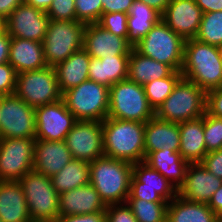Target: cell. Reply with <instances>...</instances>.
<instances>
[{
  "label": "cell",
  "mask_w": 222,
  "mask_h": 222,
  "mask_svg": "<svg viewBox=\"0 0 222 222\" xmlns=\"http://www.w3.org/2000/svg\"><path fill=\"white\" fill-rule=\"evenodd\" d=\"M222 186V179L208 172L201 163H189L184 183L177 195L196 203L208 204L212 195Z\"/></svg>",
  "instance_id": "e0dca14e"
},
{
  "label": "cell",
  "mask_w": 222,
  "mask_h": 222,
  "mask_svg": "<svg viewBox=\"0 0 222 222\" xmlns=\"http://www.w3.org/2000/svg\"><path fill=\"white\" fill-rule=\"evenodd\" d=\"M5 21L6 31L10 37L42 43L51 18L46 12L22 3Z\"/></svg>",
  "instance_id": "9a60e30c"
},
{
  "label": "cell",
  "mask_w": 222,
  "mask_h": 222,
  "mask_svg": "<svg viewBox=\"0 0 222 222\" xmlns=\"http://www.w3.org/2000/svg\"><path fill=\"white\" fill-rule=\"evenodd\" d=\"M76 20L85 24L98 23L102 16L101 0H74Z\"/></svg>",
  "instance_id": "74e56055"
},
{
  "label": "cell",
  "mask_w": 222,
  "mask_h": 222,
  "mask_svg": "<svg viewBox=\"0 0 222 222\" xmlns=\"http://www.w3.org/2000/svg\"><path fill=\"white\" fill-rule=\"evenodd\" d=\"M203 13L222 11V0H195Z\"/></svg>",
  "instance_id": "681fc988"
},
{
  "label": "cell",
  "mask_w": 222,
  "mask_h": 222,
  "mask_svg": "<svg viewBox=\"0 0 222 222\" xmlns=\"http://www.w3.org/2000/svg\"><path fill=\"white\" fill-rule=\"evenodd\" d=\"M128 14L123 12L115 13H103L98 24L104 29L108 30L110 33L117 36L127 38L128 28H127Z\"/></svg>",
  "instance_id": "f35d334b"
},
{
  "label": "cell",
  "mask_w": 222,
  "mask_h": 222,
  "mask_svg": "<svg viewBox=\"0 0 222 222\" xmlns=\"http://www.w3.org/2000/svg\"><path fill=\"white\" fill-rule=\"evenodd\" d=\"M90 61L91 56L82 48L54 67L61 93L89 79Z\"/></svg>",
  "instance_id": "d4e9b609"
},
{
  "label": "cell",
  "mask_w": 222,
  "mask_h": 222,
  "mask_svg": "<svg viewBox=\"0 0 222 222\" xmlns=\"http://www.w3.org/2000/svg\"><path fill=\"white\" fill-rule=\"evenodd\" d=\"M203 12L195 0H171L162 21L185 41L196 37Z\"/></svg>",
  "instance_id": "2e32d148"
},
{
  "label": "cell",
  "mask_w": 222,
  "mask_h": 222,
  "mask_svg": "<svg viewBox=\"0 0 222 222\" xmlns=\"http://www.w3.org/2000/svg\"><path fill=\"white\" fill-rule=\"evenodd\" d=\"M182 77L181 71H174L168 77L153 80L143 85L146 98L154 111L172 93L175 85Z\"/></svg>",
  "instance_id": "1f68e13d"
},
{
  "label": "cell",
  "mask_w": 222,
  "mask_h": 222,
  "mask_svg": "<svg viewBox=\"0 0 222 222\" xmlns=\"http://www.w3.org/2000/svg\"><path fill=\"white\" fill-rule=\"evenodd\" d=\"M132 176L141 182V187L150 188H175L161 173L152 169L145 162L133 164Z\"/></svg>",
  "instance_id": "d590c367"
},
{
  "label": "cell",
  "mask_w": 222,
  "mask_h": 222,
  "mask_svg": "<svg viewBox=\"0 0 222 222\" xmlns=\"http://www.w3.org/2000/svg\"><path fill=\"white\" fill-rule=\"evenodd\" d=\"M182 76L205 93L222 87V62L218 46L189 39L185 41Z\"/></svg>",
  "instance_id": "7a4b0ae2"
},
{
  "label": "cell",
  "mask_w": 222,
  "mask_h": 222,
  "mask_svg": "<svg viewBox=\"0 0 222 222\" xmlns=\"http://www.w3.org/2000/svg\"><path fill=\"white\" fill-rule=\"evenodd\" d=\"M77 122L61 99L55 103L35 108V139L63 141Z\"/></svg>",
  "instance_id": "5bb4252c"
},
{
  "label": "cell",
  "mask_w": 222,
  "mask_h": 222,
  "mask_svg": "<svg viewBox=\"0 0 222 222\" xmlns=\"http://www.w3.org/2000/svg\"><path fill=\"white\" fill-rule=\"evenodd\" d=\"M206 93L194 82L182 77L172 93L155 111V116L169 122H185L204 115Z\"/></svg>",
  "instance_id": "277c9868"
},
{
  "label": "cell",
  "mask_w": 222,
  "mask_h": 222,
  "mask_svg": "<svg viewBox=\"0 0 222 222\" xmlns=\"http://www.w3.org/2000/svg\"><path fill=\"white\" fill-rule=\"evenodd\" d=\"M19 183L32 222H55L59 217V194L52 186L50 177L32 170Z\"/></svg>",
  "instance_id": "9c48e42d"
},
{
  "label": "cell",
  "mask_w": 222,
  "mask_h": 222,
  "mask_svg": "<svg viewBox=\"0 0 222 222\" xmlns=\"http://www.w3.org/2000/svg\"><path fill=\"white\" fill-rule=\"evenodd\" d=\"M70 150L63 141L35 139L33 171L53 176L72 160Z\"/></svg>",
  "instance_id": "ffe728a7"
},
{
  "label": "cell",
  "mask_w": 222,
  "mask_h": 222,
  "mask_svg": "<svg viewBox=\"0 0 222 222\" xmlns=\"http://www.w3.org/2000/svg\"><path fill=\"white\" fill-rule=\"evenodd\" d=\"M16 78L17 73L9 62L0 64V96L14 94Z\"/></svg>",
  "instance_id": "b9f144b4"
},
{
  "label": "cell",
  "mask_w": 222,
  "mask_h": 222,
  "mask_svg": "<svg viewBox=\"0 0 222 222\" xmlns=\"http://www.w3.org/2000/svg\"><path fill=\"white\" fill-rule=\"evenodd\" d=\"M55 222H106L105 212L81 214L71 216H59Z\"/></svg>",
  "instance_id": "bcb514c9"
},
{
  "label": "cell",
  "mask_w": 222,
  "mask_h": 222,
  "mask_svg": "<svg viewBox=\"0 0 222 222\" xmlns=\"http://www.w3.org/2000/svg\"><path fill=\"white\" fill-rule=\"evenodd\" d=\"M219 221L222 222V216L219 217Z\"/></svg>",
  "instance_id": "9f6ffc18"
},
{
  "label": "cell",
  "mask_w": 222,
  "mask_h": 222,
  "mask_svg": "<svg viewBox=\"0 0 222 222\" xmlns=\"http://www.w3.org/2000/svg\"><path fill=\"white\" fill-rule=\"evenodd\" d=\"M208 204L187 201L177 195L168 203L166 222H218Z\"/></svg>",
  "instance_id": "f1b7e54d"
},
{
  "label": "cell",
  "mask_w": 222,
  "mask_h": 222,
  "mask_svg": "<svg viewBox=\"0 0 222 222\" xmlns=\"http://www.w3.org/2000/svg\"><path fill=\"white\" fill-rule=\"evenodd\" d=\"M64 142L73 159L90 163L104 155L102 122L77 120Z\"/></svg>",
  "instance_id": "4fadbf2b"
},
{
  "label": "cell",
  "mask_w": 222,
  "mask_h": 222,
  "mask_svg": "<svg viewBox=\"0 0 222 222\" xmlns=\"http://www.w3.org/2000/svg\"><path fill=\"white\" fill-rule=\"evenodd\" d=\"M176 196V188L141 187V182H138L133 176L131 177L128 198H138L147 202H170Z\"/></svg>",
  "instance_id": "e575fe53"
},
{
  "label": "cell",
  "mask_w": 222,
  "mask_h": 222,
  "mask_svg": "<svg viewBox=\"0 0 222 222\" xmlns=\"http://www.w3.org/2000/svg\"><path fill=\"white\" fill-rule=\"evenodd\" d=\"M206 111L213 116L222 118V87L206 93Z\"/></svg>",
  "instance_id": "ee69618b"
},
{
  "label": "cell",
  "mask_w": 222,
  "mask_h": 222,
  "mask_svg": "<svg viewBox=\"0 0 222 222\" xmlns=\"http://www.w3.org/2000/svg\"><path fill=\"white\" fill-rule=\"evenodd\" d=\"M200 163L208 172L222 179V149L208 152Z\"/></svg>",
  "instance_id": "7bdbcfd3"
},
{
  "label": "cell",
  "mask_w": 222,
  "mask_h": 222,
  "mask_svg": "<svg viewBox=\"0 0 222 222\" xmlns=\"http://www.w3.org/2000/svg\"><path fill=\"white\" fill-rule=\"evenodd\" d=\"M9 64L16 73L47 67L41 42L11 37Z\"/></svg>",
  "instance_id": "7402d4cb"
},
{
  "label": "cell",
  "mask_w": 222,
  "mask_h": 222,
  "mask_svg": "<svg viewBox=\"0 0 222 222\" xmlns=\"http://www.w3.org/2000/svg\"><path fill=\"white\" fill-rule=\"evenodd\" d=\"M0 220L32 222L19 181H0Z\"/></svg>",
  "instance_id": "603a6c76"
},
{
  "label": "cell",
  "mask_w": 222,
  "mask_h": 222,
  "mask_svg": "<svg viewBox=\"0 0 222 222\" xmlns=\"http://www.w3.org/2000/svg\"><path fill=\"white\" fill-rule=\"evenodd\" d=\"M169 148L174 152L180 149L179 123L164 121L156 116L145 123V158L153 151Z\"/></svg>",
  "instance_id": "44dd1931"
},
{
  "label": "cell",
  "mask_w": 222,
  "mask_h": 222,
  "mask_svg": "<svg viewBox=\"0 0 222 222\" xmlns=\"http://www.w3.org/2000/svg\"><path fill=\"white\" fill-rule=\"evenodd\" d=\"M6 31V21L0 18V35Z\"/></svg>",
  "instance_id": "db71d44e"
},
{
  "label": "cell",
  "mask_w": 222,
  "mask_h": 222,
  "mask_svg": "<svg viewBox=\"0 0 222 222\" xmlns=\"http://www.w3.org/2000/svg\"><path fill=\"white\" fill-rule=\"evenodd\" d=\"M126 203L138 222H166L169 202H147L138 198H127Z\"/></svg>",
  "instance_id": "d6a6232c"
},
{
  "label": "cell",
  "mask_w": 222,
  "mask_h": 222,
  "mask_svg": "<svg viewBox=\"0 0 222 222\" xmlns=\"http://www.w3.org/2000/svg\"><path fill=\"white\" fill-rule=\"evenodd\" d=\"M62 100L77 120L102 122L108 115L109 88L88 79L63 92Z\"/></svg>",
  "instance_id": "ba28073f"
},
{
  "label": "cell",
  "mask_w": 222,
  "mask_h": 222,
  "mask_svg": "<svg viewBox=\"0 0 222 222\" xmlns=\"http://www.w3.org/2000/svg\"><path fill=\"white\" fill-rule=\"evenodd\" d=\"M179 131L181 157L188 163H200L208 153L204 139V115L180 122Z\"/></svg>",
  "instance_id": "cb8c5ba5"
},
{
  "label": "cell",
  "mask_w": 222,
  "mask_h": 222,
  "mask_svg": "<svg viewBox=\"0 0 222 222\" xmlns=\"http://www.w3.org/2000/svg\"><path fill=\"white\" fill-rule=\"evenodd\" d=\"M0 138H35V108L15 94L0 96Z\"/></svg>",
  "instance_id": "8fae6325"
},
{
  "label": "cell",
  "mask_w": 222,
  "mask_h": 222,
  "mask_svg": "<svg viewBox=\"0 0 222 222\" xmlns=\"http://www.w3.org/2000/svg\"><path fill=\"white\" fill-rule=\"evenodd\" d=\"M23 0H0V18L6 20Z\"/></svg>",
  "instance_id": "7dc6e473"
},
{
  "label": "cell",
  "mask_w": 222,
  "mask_h": 222,
  "mask_svg": "<svg viewBox=\"0 0 222 222\" xmlns=\"http://www.w3.org/2000/svg\"><path fill=\"white\" fill-rule=\"evenodd\" d=\"M11 37L5 31L0 35V64L7 63L9 59Z\"/></svg>",
  "instance_id": "c3c4849f"
},
{
  "label": "cell",
  "mask_w": 222,
  "mask_h": 222,
  "mask_svg": "<svg viewBox=\"0 0 222 222\" xmlns=\"http://www.w3.org/2000/svg\"><path fill=\"white\" fill-rule=\"evenodd\" d=\"M106 222H138L127 203L107 205Z\"/></svg>",
  "instance_id": "60d3db41"
},
{
  "label": "cell",
  "mask_w": 222,
  "mask_h": 222,
  "mask_svg": "<svg viewBox=\"0 0 222 222\" xmlns=\"http://www.w3.org/2000/svg\"><path fill=\"white\" fill-rule=\"evenodd\" d=\"M144 162L161 173L177 190L184 183L189 163L181 157L179 152L165 147L151 152Z\"/></svg>",
  "instance_id": "484cf974"
},
{
  "label": "cell",
  "mask_w": 222,
  "mask_h": 222,
  "mask_svg": "<svg viewBox=\"0 0 222 222\" xmlns=\"http://www.w3.org/2000/svg\"><path fill=\"white\" fill-rule=\"evenodd\" d=\"M35 138H0V181H19L33 170Z\"/></svg>",
  "instance_id": "7c38bea8"
},
{
  "label": "cell",
  "mask_w": 222,
  "mask_h": 222,
  "mask_svg": "<svg viewBox=\"0 0 222 222\" xmlns=\"http://www.w3.org/2000/svg\"><path fill=\"white\" fill-rule=\"evenodd\" d=\"M185 40L160 19L133 47L141 55L181 71Z\"/></svg>",
  "instance_id": "8992f818"
},
{
  "label": "cell",
  "mask_w": 222,
  "mask_h": 222,
  "mask_svg": "<svg viewBox=\"0 0 222 222\" xmlns=\"http://www.w3.org/2000/svg\"><path fill=\"white\" fill-rule=\"evenodd\" d=\"M23 3L47 12L49 7L51 6L52 0H23Z\"/></svg>",
  "instance_id": "f5cc1de1"
},
{
  "label": "cell",
  "mask_w": 222,
  "mask_h": 222,
  "mask_svg": "<svg viewBox=\"0 0 222 222\" xmlns=\"http://www.w3.org/2000/svg\"><path fill=\"white\" fill-rule=\"evenodd\" d=\"M160 19L161 15L157 11L135 0L128 13L127 42L134 47Z\"/></svg>",
  "instance_id": "f546056e"
},
{
  "label": "cell",
  "mask_w": 222,
  "mask_h": 222,
  "mask_svg": "<svg viewBox=\"0 0 222 222\" xmlns=\"http://www.w3.org/2000/svg\"><path fill=\"white\" fill-rule=\"evenodd\" d=\"M218 52H219V56L222 62V46H218Z\"/></svg>",
  "instance_id": "11a10c76"
},
{
  "label": "cell",
  "mask_w": 222,
  "mask_h": 222,
  "mask_svg": "<svg viewBox=\"0 0 222 222\" xmlns=\"http://www.w3.org/2000/svg\"><path fill=\"white\" fill-rule=\"evenodd\" d=\"M107 205L89 182L59 194V216L105 212Z\"/></svg>",
  "instance_id": "d6986e66"
},
{
  "label": "cell",
  "mask_w": 222,
  "mask_h": 222,
  "mask_svg": "<svg viewBox=\"0 0 222 222\" xmlns=\"http://www.w3.org/2000/svg\"><path fill=\"white\" fill-rule=\"evenodd\" d=\"M195 39L209 45L222 46V11L203 13Z\"/></svg>",
  "instance_id": "836d02e7"
},
{
  "label": "cell",
  "mask_w": 222,
  "mask_h": 222,
  "mask_svg": "<svg viewBox=\"0 0 222 222\" xmlns=\"http://www.w3.org/2000/svg\"><path fill=\"white\" fill-rule=\"evenodd\" d=\"M50 179L58 194L70 191L90 182V165L85 161L72 159Z\"/></svg>",
  "instance_id": "4dcf8cb0"
},
{
  "label": "cell",
  "mask_w": 222,
  "mask_h": 222,
  "mask_svg": "<svg viewBox=\"0 0 222 222\" xmlns=\"http://www.w3.org/2000/svg\"><path fill=\"white\" fill-rule=\"evenodd\" d=\"M85 23L77 20H51L42 41L45 61L55 67L84 46Z\"/></svg>",
  "instance_id": "52a82bcc"
},
{
  "label": "cell",
  "mask_w": 222,
  "mask_h": 222,
  "mask_svg": "<svg viewBox=\"0 0 222 222\" xmlns=\"http://www.w3.org/2000/svg\"><path fill=\"white\" fill-rule=\"evenodd\" d=\"M208 206L217 214L218 217L222 216V186L219 187L212 195Z\"/></svg>",
  "instance_id": "f907efd6"
},
{
  "label": "cell",
  "mask_w": 222,
  "mask_h": 222,
  "mask_svg": "<svg viewBox=\"0 0 222 222\" xmlns=\"http://www.w3.org/2000/svg\"><path fill=\"white\" fill-rule=\"evenodd\" d=\"M135 0H101L102 14L123 12L128 14Z\"/></svg>",
  "instance_id": "f6af8a7d"
},
{
  "label": "cell",
  "mask_w": 222,
  "mask_h": 222,
  "mask_svg": "<svg viewBox=\"0 0 222 222\" xmlns=\"http://www.w3.org/2000/svg\"><path fill=\"white\" fill-rule=\"evenodd\" d=\"M204 139L207 152L222 149V118L204 113Z\"/></svg>",
  "instance_id": "8d00e7d4"
},
{
  "label": "cell",
  "mask_w": 222,
  "mask_h": 222,
  "mask_svg": "<svg viewBox=\"0 0 222 222\" xmlns=\"http://www.w3.org/2000/svg\"><path fill=\"white\" fill-rule=\"evenodd\" d=\"M129 56L91 58L89 79L110 88L115 83L127 79Z\"/></svg>",
  "instance_id": "4316f807"
},
{
  "label": "cell",
  "mask_w": 222,
  "mask_h": 222,
  "mask_svg": "<svg viewBox=\"0 0 222 222\" xmlns=\"http://www.w3.org/2000/svg\"><path fill=\"white\" fill-rule=\"evenodd\" d=\"M89 165L90 183L104 203L106 205L126 203L133 164L103 155Z\"/></svg>",
  "instance_id": "3957f363"
},
{
  "label": "cell",
  "mask_w": 222,
  "mask_h": 222,
  "mask_svg": "<svg viewBox=\"0 0 222 222\" xmlns=\"http://www.w3.org/2000/svg\"><path fill=\"white\" fill-rule=\"evenodd\" d=\"M74 0H52L47 14L51 20H76Z\"/></svg>",
  "instance_id": "ab89813d"
},
{
  "label": "cell",
  "mask_w": 222,
  "mask_h": 222,
  "mask_svg": "<svg viewBox=\"0 0 222 222\" xmlns=\"http://www.w3.org/2000/svg\"><path fill=\"white\" fill-rule=\"evenodd\" d=\"M154 116L155 111L146 98L143 85L125 79L109 88L107 117L146 123Z\"/></svg>",
  "instance_id": "5b68a950"
},
{
  "label": "cell",
  "mask_w": 222,
  "mask_h": 222,
  "mask_svg": "<svg viewBox=\"0 0 222 222\" xmlns=\"http://www.w3.org/2000/svg\"><path fill=\"white\" fill-rule=\"evenodd\" d=\"M140 2H144L151 8H153L155 11H157L160 15H162L166 9V7L169 5L171 0H137Z\"/></svg>",
  "instance_id": "816d5d0a"
},
{
  "label": "cell",
  "mask_w": 222,
  "mask_h": 222,
  "mask_svg": "<svg viewBox=\"0 0 222 222\" xmlns=\"http://www.w3.org/2000/svg\"><path fill=\"white\" fill-rule=\"evenodd\" d=\"M173 72L170 66L143 56L134 48L131 49L127 79L144 85L147 82L168 77Z\"/></svg>",
  "instance_id": "83f0119b"
},
{
  "label": "cell",
  "mask_w": 222,
  "mask_h": 222,
  "mask_svg": "<svg viewBox=\"0 0 222 222\" xmlns=\"http://www.w3.org/2000/svg\"><path fill=\"white\" fill-rule=\"evenodd\" d=\"M102 127L105 156L132 164L145 161V123L107 117Z\"/></svg>",
  "instance_id": "6da1fadb"
},
{
  "label": "cell",
  "mask_w": 222,
  "mask_h": 222,
  "mask_svg": "<svg viewBox=\"0 0 222 222\" xmlns=\"http://www.w3.org/2000/svg\"><path fill=\"white\" fill-rule=\"evenodd\" d=\"M84 50L91 58L130 56L133 48L126 38L117 36L98 23L87 24L84 33Z\"/></svg>",
  "instance_id": "ac0fdd59"
},
{
  "label": "cell",
  "mask_w": 222,
  "mask_h": 222,
  "mask_svg": "<svg viewBox=\"0 0 222 222\" xmlns=\"http://www.w3.org/2000/svg\"><path fill=\"white\" fill-rule=\"evenodd\" d=\"M14 94L33 108L62 99L54 67L17 74Z\"/></svg>",
  "instance_id": "30bf717a"
}]
</instances>
